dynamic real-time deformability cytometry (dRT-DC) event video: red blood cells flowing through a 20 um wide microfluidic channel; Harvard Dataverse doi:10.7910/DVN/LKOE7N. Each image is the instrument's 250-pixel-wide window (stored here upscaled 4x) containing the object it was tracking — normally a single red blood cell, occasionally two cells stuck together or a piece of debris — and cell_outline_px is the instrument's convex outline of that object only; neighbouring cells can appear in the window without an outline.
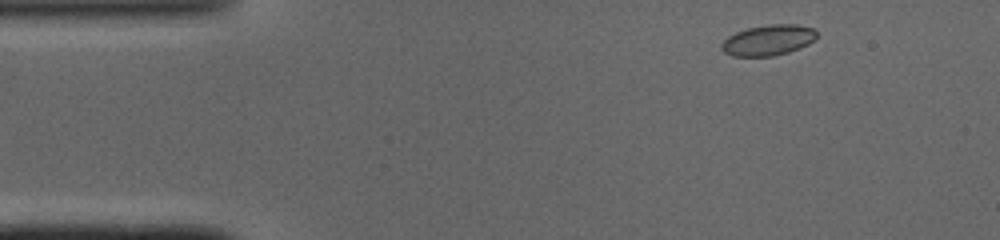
{"species": "common noctule bat (a hibernating species)", "species_latin": "Nyctalus noctula", "temperature_condition": "cold", "stored_images_in_passage": 45, "camera_frame_rate_fps": 3000, "um_per_image_px": 0.085, "animal": {"sex": "male", "body_mass_g": 19.0, "forearm_length_mm": 50.8}, "frame": {"image": 1, "passage_image": 2, "time_ms": 0.333, "image_size_px": [1000, 240], "cell_outline_px": [[816, 40], [800, 48], [788, 52], [772, 56], [732, 56], [724, 52], [720, 48], [720, 44], [728, 36], [736, 32], [748, 28], [768, 24], [796, 24], [816, 28]], "centroid_in_image_um": [65.31, 3.41], "position_along_channel_um": 19.7, "area_um2": 17.17}}
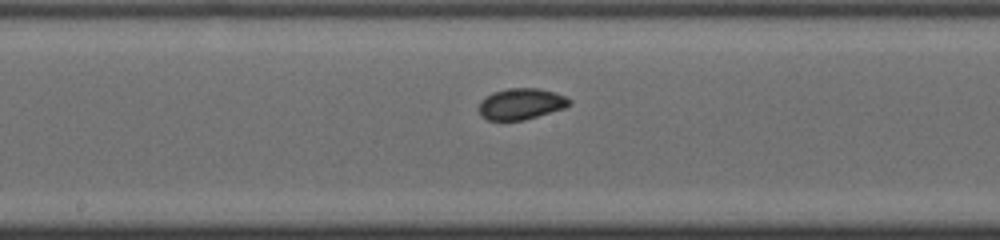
{"frame": {"image": 2, "passage_image": 21, "time_ms": 6.667, "image_size_px": [1000, 240], "cell_outline_px": [[572, 104], [564, 108], [524, 120], [488, 120], [480, 116], [476, 108], [480, 100], [492, 92], [508, 88], [540, 88], [564, 96], [572, 100]], "centroid_in_image_um": [44.24, 8.83], "position_along_channel_um": 204.0, "area_um2": 16.65}}
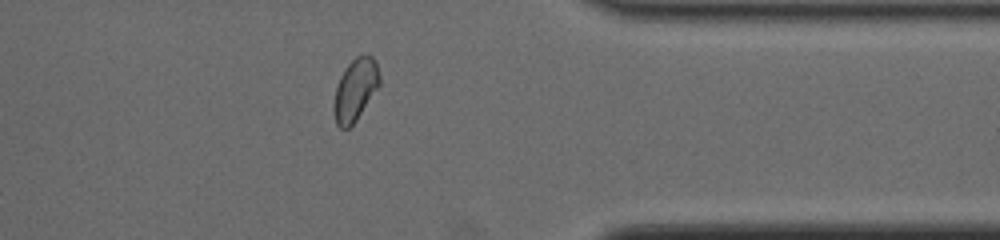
{"frame": {"image": 3, "passage_image": 35, "time_ms": 11.333, "image_size_px": [1000, 240], "cell_outline_px": [[380, 84], [356, 120], [348, 128], [340, 128], [336, 124], [332, 108], [336, 88], [340, 76], [344, 68], [356, 56], [372, 56], [376, 60], [380, 76]], "centroid_in_image_um": [30.18, 7.63], "position_along_channel_um": 381.2, "area_um2": 16.47}, "authors_computed_cell_mechanics": {"area_um2": 16.6464, "velocity_mm_per_s": 4.0776, "shape_relaxation_time_tau1_ms": 2.2609, "shape_relaxation_time_tau2_ms": 1.2554, "deformation_change_tau1": 0.0672, "deformation_change_tau2": 0.0444}}